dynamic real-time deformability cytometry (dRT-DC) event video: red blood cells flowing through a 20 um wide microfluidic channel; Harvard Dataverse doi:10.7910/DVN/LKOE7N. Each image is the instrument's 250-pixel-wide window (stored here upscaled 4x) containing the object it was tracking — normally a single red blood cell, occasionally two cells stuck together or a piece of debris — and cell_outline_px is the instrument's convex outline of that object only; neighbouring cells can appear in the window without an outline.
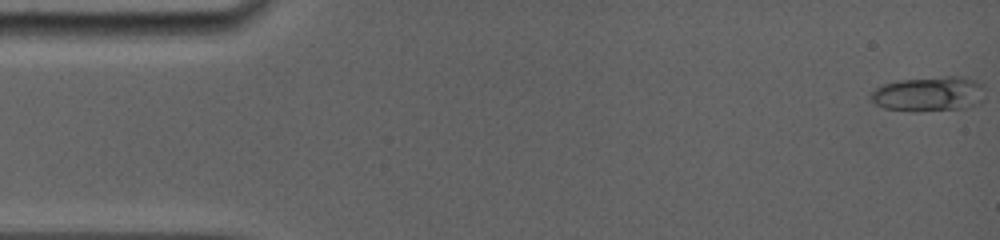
{"species": "common noctule bat (a hibernating species)", "species_latin": "Nyctalus noctula", "temperature_condition": "room temperature", "stored_images_in_passage": 23, "camera_frame_rate_fps": 5000, "um_per_image_px": 0.085, "animal": {"sex": "female", "body_mass_g": 19.0, "forearm_length_mm": 56.7}, "frame": {"image": 1, "passage_image": 1, "time_ms": 0.0, "image_size_px": [1000, 240], "cell_outline_px": [[984, 100], [980, 104], [964, 108], [912, 112], [884, 108], [876, 104], [872, 100], [868, 92], [880, 84], [900, 80], [944, 76], [964, 76], [984, 84]], "centroid_in_image_um": [78.96, 7.98], "position_along_channel_um": 6.0, "area_um2": 23.81}}
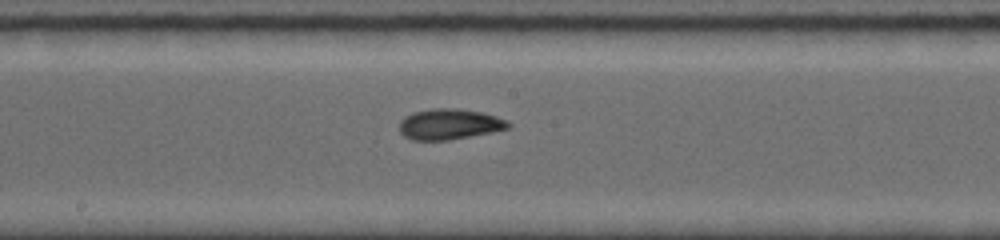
{"frame": {"image": 2, "passage_image": 13, "time_ms": 8.4, "image_size_px": [1000, 240], "cell_outline_px": [[512, 124], [508, 128], [492, 132], [448, 140], [412, 140], [404, 136], [400, 132], [400, 120], [404, 116], [412, 112], [432, 108], [456, 108], [484, 112], [508, 120]], "centroid_in_image_um": [38.2, 10.54], "position_along_channel_um": 210.0, "area_um2": 19.65}}
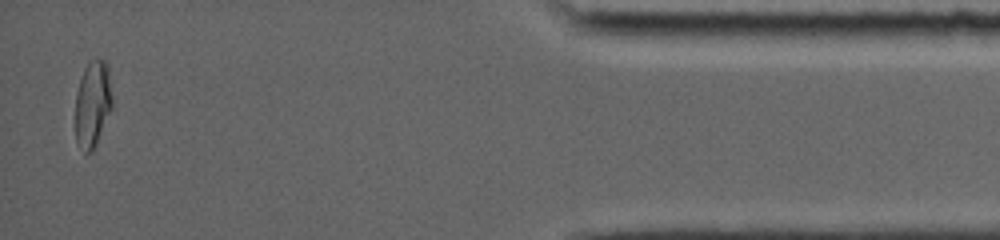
{"frame": {"image": 3, "passage_image": 23, "time_ms": 15.4, "image_size_px": [1000, 240], "cell_outline_px": [[112, 108], [96, 144], [92, 152], [84, 152], [76, 140], [76, 92], [84, 68], [88, 60], [96, 56], [104, 60], [108, 68], [112, 96]], "centroid_in_image_um": [7.88, 8.77], "position_along_channel_um": 427.3, "area_um2": 18.67}, "authors_computed_cell_mechanics": {"area_um2": 18.9006, "velocity_mm_per_s": 3.9302, "shape_relaxation_time_tau1_ms": null, "shape_relaxation_time_tau2_ms": 1.5862, "deformation_change_tau1": null, "deformation_change_tau2": 0.055}}